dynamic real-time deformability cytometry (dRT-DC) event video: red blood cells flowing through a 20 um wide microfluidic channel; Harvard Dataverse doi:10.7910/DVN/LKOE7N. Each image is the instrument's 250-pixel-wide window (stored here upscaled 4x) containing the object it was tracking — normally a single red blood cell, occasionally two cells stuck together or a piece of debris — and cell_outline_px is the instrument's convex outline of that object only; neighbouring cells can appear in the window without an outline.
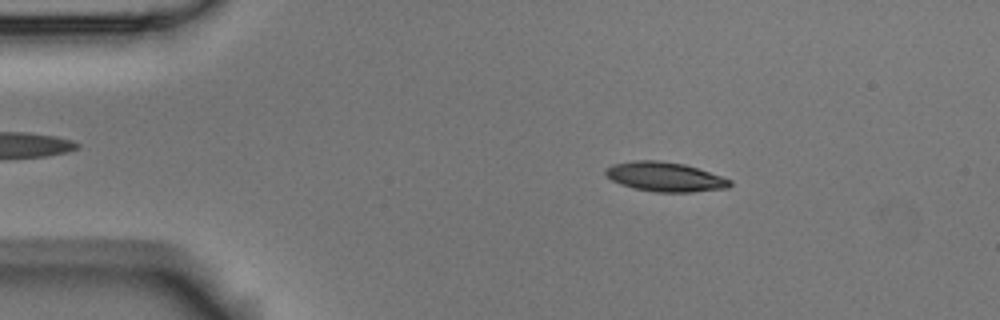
{"species": "Egyptian fruit bat (a non-hibernating species)", "species_latin": "Rousettus aegyptiacus", "temperature_condition": "room temperature", "stored_images_in_passage": 55, "camera_frame_rate_fps": 3000, "um_per_image_px": 0.085, "animal": {"sex": "male"}, "frame": {"image": 1, "passage_image": 9, "time_ms": 2.667, "image_size_px": [1000, 320], "cell_outline_px": [[732, 184], [728, 188], [692, 192], [656, 192], [636, 188], [620, 184], [604, 176], [604, 168], [612, 164], [636, 160], [656, 160], [684, 164], [732, 180]], "centroid_in_image_um": [56.48, 15.03], "position_along_channel_um": 28.5, "area_um2": 21.27}}
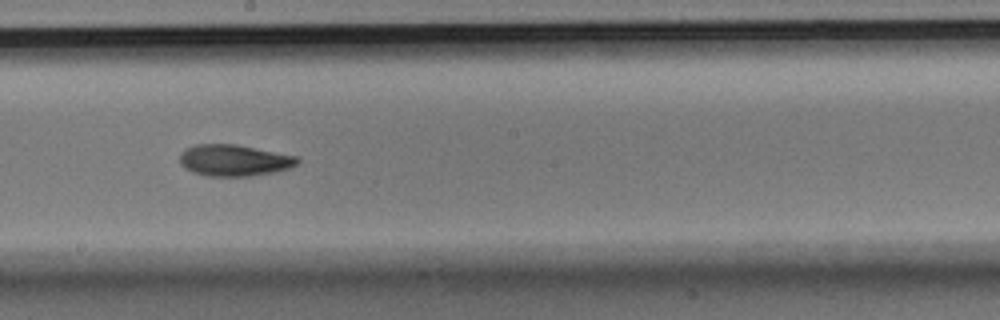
{"frame": {"image": 2, "passage_image": 30, "time_ms": 9.667, "image_size_px": [1000, 320], "cell_outline_px": [[300, 160], [296, 164], [288, 168], [276, 172], [252, 176], [208, 176], [192, 172], [184, 168], [180, 164], [180, 156], [184, 148], [196, 144], [236, 144], [300, 156]], "centroid_in_image_um": [19.91, 13.62], "position_along_channel_um": 228.3, "area_um2": 21.85}}
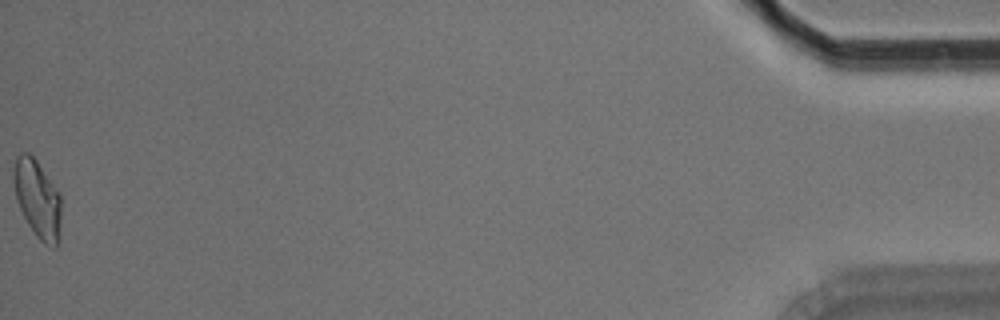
{"frame": {"image": 3, "passage_image": 55, "time_ms": 18.0, "image_size_px": [1000, 320], "cell_outline_px": [[60, 240], [56, 248], [52, 248], [44, 244], [36, 236], [28, 224], [16, 200], [12, 176], [12, 172], [16, 156], [20, 152], [28, 152], [36, 160], [60, 192]], "centroid_in_image_um": [3.18, 16.91], "position_along_channel_um": 432.0, "area_um2": 21.91}, "authors_computed_cell_mechanics": {"area_um2": 21.0392, "velocity_mm_per_s": 3.6421, "shape_relaxation_time_tau1_ms": 5.9796, "shape_relaxation_time_tau2_ms": 6.7274, "deformation_change_tau1": 0.1526, "deformation_change_tau2": 0.1278}}